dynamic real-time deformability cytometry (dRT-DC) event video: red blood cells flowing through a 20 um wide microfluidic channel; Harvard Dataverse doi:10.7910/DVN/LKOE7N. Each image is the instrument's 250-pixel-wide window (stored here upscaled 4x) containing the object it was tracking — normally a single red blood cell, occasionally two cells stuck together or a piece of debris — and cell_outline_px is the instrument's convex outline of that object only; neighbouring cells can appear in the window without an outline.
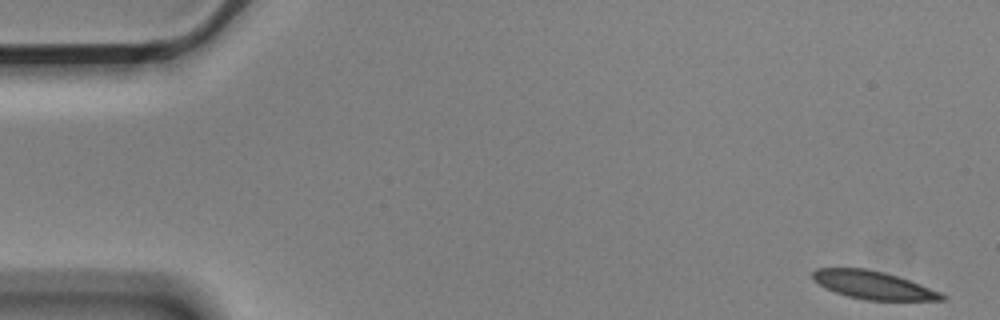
{"species": "Egyptian fruit bat (a non-hibernating species)", "species_latin": "Rousettus aegyptiacus", "temperature_condition": "cold", "stored_images_in_passage": 5, "camera_frame_rate_fps": 3000, "um_per_image_px": 0.085, "animal": {"sex": "male"}, "frame": {"image": 1, "passage_image": 1, "time_ms": 0.0, "image_size_px": [1000, 320], "cell_outline_px": [[948, 296], [944, 300], [868, 300], [848, 296], [836, 292], [812, 280], [812, 272], [816, 268], [864, 268], [884, 272], [920, 284], [940, 292]], "centroid_in_image_um": [74.22, 24.23], "position_along_channel_um": 10.8, "area_um2": 20.81}}
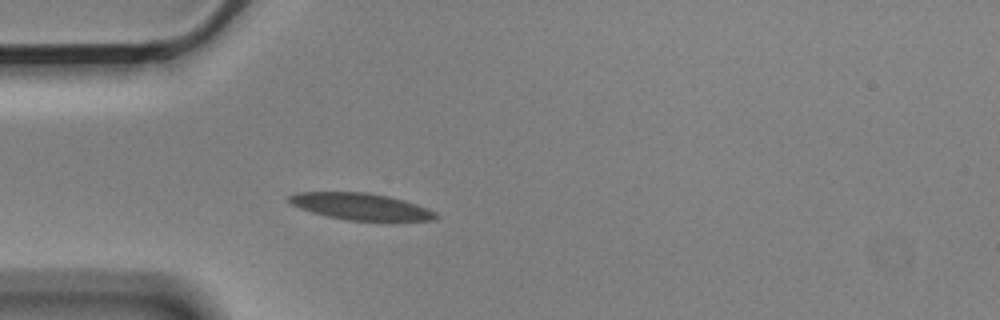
{"frame": {"image": 2, "passage_image": 5, "time_ms": 1.333, "image_size_px": [1000, 320], "cell_outline_px": [[440, 216], [432, 220], [348, 220], [328, 216], [312, 212], [300, 208], [292, 204], [288, 200], [288, 196], [296, 192], [364, 192], [388, 196], [404, 200], [428, 208], [436, 212]], "centroid_in_image_um": [30.66, 17.54], "position_along_channel_um": 54.3, "area_um2": 22.54}}